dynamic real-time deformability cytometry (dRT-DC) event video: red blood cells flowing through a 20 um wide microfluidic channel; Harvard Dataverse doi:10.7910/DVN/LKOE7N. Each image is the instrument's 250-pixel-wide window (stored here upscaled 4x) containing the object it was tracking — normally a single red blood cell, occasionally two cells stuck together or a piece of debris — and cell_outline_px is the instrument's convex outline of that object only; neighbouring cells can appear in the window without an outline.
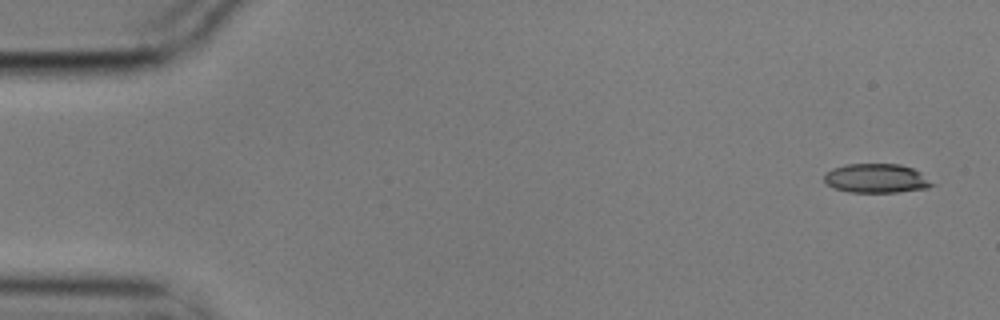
{"species": "common noctule bat (a hibernating species)", "species_latin": "Nyctalus noctula", "temperature_condition": "cold", "stored_images_in_passage": 6, "camera_frame_rate_fps": 3000, "um_per_image_px": 0.085, "animal": {"sex": "male", "body_mass_g": 17.9}, "frame": {"image": 1, "passage_image": 1, "time_ms": 0.0, "image_size_px": [1000, 320], "cell_outline_px": [[936, 184], [928, 188], [896, 192], [848, 192], [832, 188], [824, 180], [824, 176], [832, 168], [848, 164], [900, 164], [912, 168], [920, 172]], "centroid_in_image_um": [74.5, 15.16], "position_along_channel_um": 10.5, "area_um2": 18.32}}
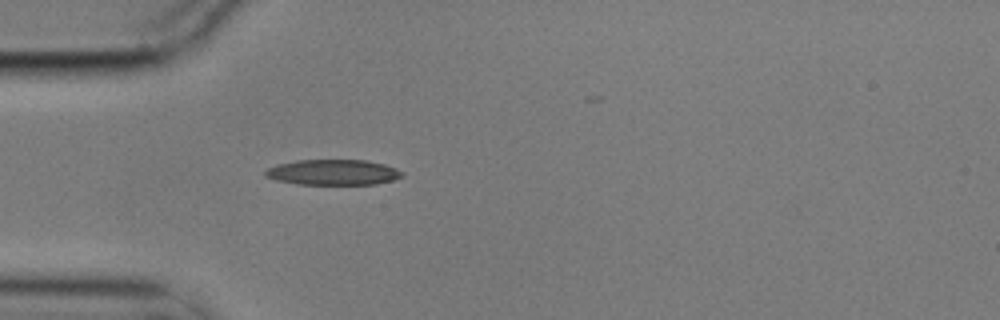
{"frame": {"image": 2, "passage_image": 5, "time_ms": 1.333, "image_size_px": [1000, 320], "cell_outline_px": [[404, 176], [392, 180], [376, 184], [300, 184], [276, 180], [264, 176], [264, 172], [268, 168], [280, 164], [296, 160], [368, 160], [384, 164], [396, 168], [404, 172]], "centroid_in_image_um": [28.35, 14.64], "position_along_channel_um": 56.7, "area_um2": 20.29}}